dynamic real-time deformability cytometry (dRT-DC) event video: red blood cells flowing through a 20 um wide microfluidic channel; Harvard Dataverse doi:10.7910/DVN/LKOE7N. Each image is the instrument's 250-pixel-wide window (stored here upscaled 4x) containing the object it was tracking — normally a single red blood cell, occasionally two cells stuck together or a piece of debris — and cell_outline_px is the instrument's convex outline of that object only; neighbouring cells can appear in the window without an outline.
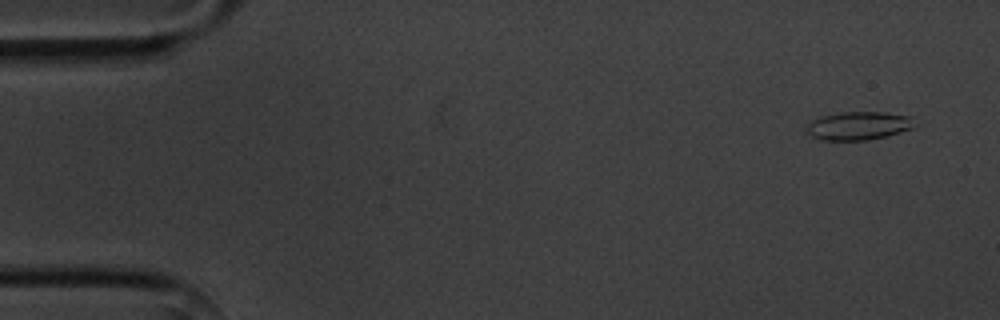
{"species": "common noctule bat (a hibernating species)", "species_latin": "Nyctalus noctula", "temperature_condition": "cold", "stored_images_in_passage": 7, "camera_frame_rate_fps": 3000, "um_per_image_px": 0.085, "animal": {"sex": "male", "body_mass_g": 20.1, "forearm_length_mm": 53.5}, "frame": {"image": 1, "passage_image": 1, "time_ms": 0.0, "image_size_px": [1000, 320], "cell_outline_px": [[920, 124], [912, 128], [888, 136], [868, 140], [820, 140], [812, 136], [808, 132], [808, 120], [820, 116], [840, 112], [884, 112], [912, 116]], "centroid_in_image_um": [73.03, 10.68], "position_along_channel_um": 12.0, "area_um2": 18.21}}
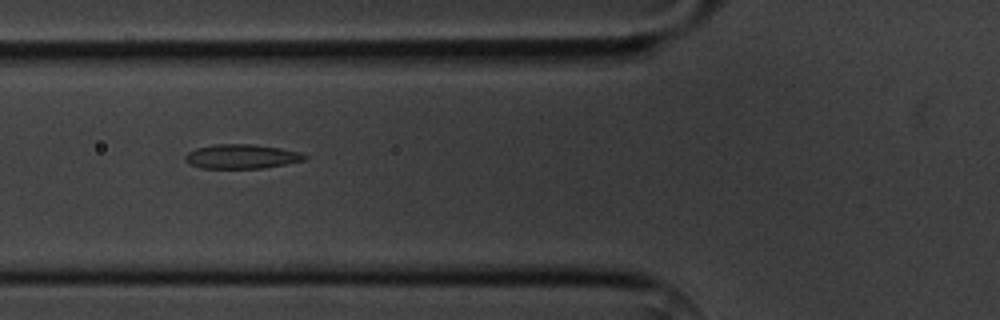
{"frame": {"image": 2, "passage_image": 6, "time_ms": 5.667, "image_size_px": [1000, 320], "cell_outline_px": [[308, 156], [304, 160], [264, 168], [200, 168], [188, 164], [184, 160], [184, 156], [188, 152], [196, 148], [212, 144], [252, 144], [280, 148], [300, 152]], "centroid_in_image_um": [20.48, 13.3], "position_along_channel_um": 105.3, "area_um2": 16.99}}
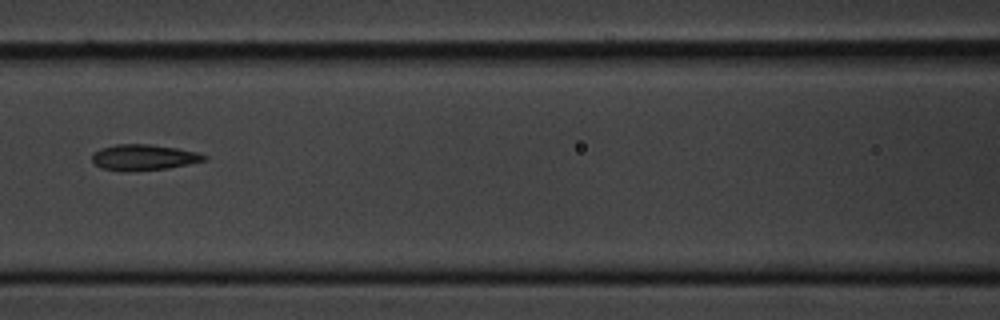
{"frame": {"image": 3, "passage_image": 7, "time_ms": 7.0, "image_size_px": [1000, 320], "cell_outline_px": [[208, 160], [168, 168], [124, 172], [100, 168], [92, 160], [92, 152], [100, 148], [116, 144], [152, 144], [176, 148], [196, 152], [208, 156]], "centroid_in_image_um": [12.19, 13.38], "position_along_channel_um": 154.4, "area_um2": 17.05}}